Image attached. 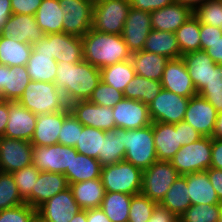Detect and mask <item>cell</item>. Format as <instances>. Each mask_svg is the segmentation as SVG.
<instances>
[{
  "label": "cell",
  "instance_id": "cell-1",
  "mask_svg": "<svg viewBox=\"0 0 222 222\" xmlns=\"http://www.w3.org/2000/svg\"><path fill=\"white\" fill-rule=\"evenodd\" d=\"M100 81V69L82 60L79 63L59 62L54 84L71 104L89 100Z\"/></svg>",
  "mask_w": 222,
  "mask_h": 222
},
{
  "label": "cell",
  "instance_id": "cell-2",
  "mask_svg": "<svg viewBox=\"0 0 222 222\" xmlns=\"http://www.w3.org/2000/svg\"><path fill=\"white\" fill-rule=\"evenodd\" d=\"M83 60L101 69L117 62L129 60V51L122 35L89 30L82 37Z\"/></svg>",
  "mask_w": 222,
  "mask_h": 222
},
{
  "label": "cell",
  "instance_id": "cell-3",
  "mask_svg": "<svg viewBox=\"0 0 222 222\" xmlns=\"http://www.w3.org/2000/svg\"><path fill=\"white\" fill-rule=\"evenodd\" d=\"M18 102L35 115L55 113L69 108L64 94L54 83L30 81Z\"/></svg>",
  "mask_w": 222,
  "mask_h": 222
},
{
  "label": "cell",
  "instance_id": "cell-4",
  "mask_svg": "<svg viewBox=\"0 0 222 222\" xmlns=\"http://www.w3.org/2000/svg\"><path fill=\"white\" fill-rule=\"evenodd\" d=\"M100 179L105 192L138 195L142 190L143 171L123 160L102 167Z\"/></svg>",
  "mask_w": 222,
  "mask_h": 222
},
{
  "label": "cell",
  "instance_id": "cell-5",
  "mask_svg": "<svg viewBox=\"0 0 222 222\" xmlns=\"http://www.w3.org/2000/svg\"><path fill=\"white\" fill-rule=\"evenodd\" d=\"M124 160L142 171L158 161L152 124L140 129H126L124 135Z\"/></svg>",
  "mask_w": 222,
  "mask_h": 222
},
{
  "label": "cell",
  "instance_id": "cell-6",
  "mask_svg": "<svg viewBox=\"0 0 222 222\" xmlns=\"http://www.w3.org/2000/svg\"><path fill=\"white\" fill-rule=\"evenodd\" d=\"M32 47L38 54L50 55L57 63H79L83 60L82 38L64 32L45 35Z\"/></svg>",
  "mask_w": 222,
  "mask_h": 222
},
{
  "label": "cell",
  "instance_id": "cell-7",
  "mask_svg": "<svg viewBox=\"0 0 222 222\" xmlns=\"http://www.w3.org/2000/svg\"><path fill=\"white\" fill-rule=\"evenodd\" d=\"M211 150L212 138L203 136L181 146L170 162L180 175L206 171L211 165Z\"/></svg>",
  "mask_w": 222,
  "mask_h": 222
},
{
  "label": "cell",
  "instance_id": "cell-8",
  "mask_svg": "<svg viewBox=\"0 0 222 222\" xmlns=\"http://www.w3.org/2000/svg\"><path fill=\"white\" fill-rule=\"evenodd\" d=\"M130 8L129 0H102L95 3L91 29L97 32L122 35Z\"/></svg>",
  "mask_w": 222,
  "mask_h": 222
},
{
  "label": "cell",
  "instance_id": "cell-9",
  "mask_svg": "<svg viewBox=\"0 0 222 222\" xmlns=\"http://www.w3.org/2000/svg\"><path fill=\"white\" fill-rule=\"evenodd\" d=\"M179 175L170 161H156L143 171L141 194L159 204Z\"/></svg>",
  "mask_w": 222,
  "mask_h": 222
},
{
  "label": "cell",
  "instance_id": "cell-10",
  "mask_svg": "<svg viewBox=\"0 0 222 222\" xmlns=\"http://www.w3.org/2000/svg\"><path fill=\"white\" fill-rule=\"evenodd\" d=\"M190 98L162 89L148 106L152 122L176 124L185 117Z\"/></svg>",
  "mask_w": 222,
  "mask_h": 222
},
{
  "label": "cell",
  "instance_id": "cell-11",
  "mask_svg": "<svg viewBox=\"0 0 222 222\" xmlns=\"http://www.w3.org/2000/svg\"><path fill=\"white\" fill-rule=\"evenodd\" d=\"M64 15L63 32L83 37L92 28L94 4L88 0H58Z\"/></svg>",
  "mask_w": 222,
  "mask_h": 222
},
{
  "label": "cell",
  "instance_id": "cell-12",
  "mask_svg": "<svg viewBox=\"0 0 222 222\" xmlns=\"http://www.w3.org/2000/svg\"><path fill=\"white\" fill-rule=\"evenodd\" d=\"M33 145L30 141L0 137V171L13 173L32 164Z\"/></svg>",
  "mask_w": 222,
  "mask_h": 222
},
{
  "label": "cell",
  "instance_id": "cell-13",
  "mask_svg": "<svg viewBox=\"0 0 222 222\" xmlns=\"http://www.w3.org/2000/svg\"><path fill=\"white\" fill-rule=\"evenodd\" d=\"M32 157V164L39 171L64 174L71 166L72 147L62 144L33 146Z\"/></svg>",
  "mask_w": 222,
  "mask_h": 222
},
{
  "label": "cell",
  "instance_id": "cell-14",
  "mask_svg": "<svg viewBox=\"0 0 222 222\" xmlns=\"http://www.w3.org/2000/svg\"><path fill=\"white\" fill-rule=\"evenodd\" d=\"M70 112L83 125L104 131L116 128L113 108L96 105L89 100L75 101L69 104Z\"/></svg>",
  "mask_w": 222,
  "mask_h": 222
},
{
  "label": "cell",
  "instance_id": "cell-15",
  "mask_svg": "<svg viewBox=\"0 0 222 222\" xmlns=\"http://www.w3.org/2000/svg\"><path fill=\"white\" fill-rule=\"evenodd\" d=\"M81 210L82 208L78 205L71 189L68 187L43 203L37 209V214L48 222H70L74 215Z\"/></svg>",
  "mask_w": 222,
  "mask_h": 222
},
{
  "label": "cell",
  "instance_id": "cell-16",
  "mask_svg": "<svg viewBox=\"0 0 222 222\" xmlns=\"http://www.w3.org/2000/svg\"><path fill=\"white\" fill-rule=\"evenodd\" d=\"M151 30L150 12L131 7L122 32V38L131 53L143 50Z\"/></svg>",
  "mask_w": 222,
  "mask_h": 222
},
{
  "label": "cell",
  "instance_id": "cell-17",
  "mask_svg": "<svg viewBox=\"0 0 222 222\" xmlns=\"http://www.w3.org/2000/svg\"><path fill=\"white\" fill-rule=\"evenodd\" d=\"M116 128L140 129L152 123L148 105L138 100L123 98L113 107Z\"/></svg>",
  "mask_w": 222,
  "mask_h": 222
},
{
  "label": "cell",
  "instance_id": "cell-18",
  "mask_svg": "<svg viewBox=\"0 0 222 222\" xmlns=\"http://www.w3.org/2000/svg\"><path fill=\"white\" fill-rule=\"evenodd\" d=\"M161 85L163 89L186 98L197 95L196 88L188 74L182 57L170 59L167 62L162 75Z\"/></svg>",
  "mask_w": 222,
  "mask_h": 222
},
{
  "label": "cell",
  "instance_id": "cell-19",
  "mask_svg": "<svg viewBox=\"0 0 222 222\" xmlns=\"http://www.w3.org/2000/svg\"><path fill=\"white\" fill-rule=\"evenodd\" d=\"M8 122L4 137L31 141L37 115L24 108L18 101H8Z\"/></svg>",
  "mask_w": 222,
  "mask_h": 222
},
{
  "label": "cell",
  "instance_id": "cell-20",
  "mask_svg": "<svg viewBox=\"0 0 222 222\" xmlns=\"http://www.w3.org/2000/svg\"><path fill=\"white\" fill-rule=\"evenodd\" d=\"M217 110L203 97L195 95L190 98L184 120L203 136L212 137Z\"/></svg>",
  "mask_w": 222,
  "mask_h": 222
},
{
  "label": "cell",
  "instance_id": "cell-21",
  "mask_svg": "<svg viewBox=\"0 0 222 222\" xmlns=\"http://www.w3.org/2000/svg\"><path fill=\"white\" fill-rule=\"evenodd\" d=\"M1 35L31 45L40 42L45 37L35 16L26 14H12L4 25Z\"/></svg>",
  "mask_w": 222,
  "mask_h": 222
},
{
  "label": "cell",
  "instance_id": "cell-22",
  "mask_svg": "<svg viewBox=\"0 0 222 222\" xmlns=\"http://www.w3.org/2000/svg\"><path fill=\"white\" fill-rule=\"evenodd\" d=\"M70 109L55 113L37 115V121L31 144L33 146H49L58 144L59 133L64 119L70 114Z\"/></svg>",
  "mask_w": 222,
  "mask_h": 222
},
{
  "label": "cell",
  "instance_id": "cell-23",
  "mask_svg": "<svg viewBox=\"0 0 222 222\" xmlns=\"http://www.w3.org/2000/svg\"><path fill=\"white\" fill-rule=\"evenodd\" d=\"M30 81L26 66L0 65V99L18 101Z\"/></svg>",
  "mask_w": 222,
  "mask_h": 222
},
{
  "label": "cell",
  "instance_id": "cell-24",
  "mask_svg": "<svg viewBox=\"0 0 222 222\" xmlns=\"http://www.w3.org/2000/svg\"><path fill=\"white\" fill-rule=\"evenodd\" d=\"M152 30L175 33L176 30L185 23L194 12L177 2L150 12Z\"/></svg>",
  "mask_w": 222,
  "mask_h": 222
},
{
  "label": "cell",
  "instance_id": "cell-25",
  "mask_svg": "<svg viewBox=\"0 0 222 222\" xmlns=\"http://www.w3.org/2000/svg\"><path fill=\"white\" fill-rule=\"evenodd\" d=\"M69 187L64 174L40 171L31 192V207L38 209L54 195Z\"/></svg>",
  "mask_w": 222,
  "mask_h": 222
},
{
  "label": "cell",
  "instance_id": "cell-26",
  "mask_svg": "<svg viewBox=\"0 0 222 222\" xmlns=\"http://www.w3.org/2000/svg\"><path fill=\"white\" fill-rule=\"evenodd\" d=\"M155 151L158 161H170L181 148L178 123L152 122Z\"/></svg>",
  "mask_w": 222,
  "mask_h": 222
},
{
  "label": "cell",
  "instance_id": "cell-27",
  "mask_svg": "<svg viewBox=\"0 0 222 222\" xmlns=\"http://www.w3.org/2000/svg\"><path fill=\"white\" fill-rule=\"evenodd\" d=\"M181 57L198 94L210 81L211 69L216 63L203 50L189 52Z\"/></svg>",
  "mask_w": 222,
  "mask_h": 222
},
{
  "label": "cell",
  "instance_id": "cell-28",
  "mask_svg": "<svg viewBox=\"0 0 222 222\" xmlns=\"http://www.w3.org/2000/svg\"><path fill=\"white\" fill-rule=\"evenodd\" d=\"M186 184L192 205L222 204L206 171L186 174Z\"/></svg>",
  "mask_w": 222,
  "mask_h": 222
},
{
  "label": "cell",
  "instance_id": "cell-29",
  "mask_svg": "<svg viewBox=\"0 0 222 222\" xmlns=\"http://www.w3.org/2000/svg\"><path fill=\"white\" fill-rule=\"evenodd\" d=\"M102 166L100 162L93 157L79 154L72 147V162L70 169H66L64 175L68 183H79L91 179L100 178Z\"/></svg>",
  "mask_w": 222,
  "mask_h": 222
},
{
  "label": "cell",
  "instance_id": "cell-30",
  "mask_svg": "<svg viewBox=\"0 0 222 222\" xmlns=\"http://www.w3.org/2000/svg\"><path fill=\"white\" fill-rule=\"evenodd\" d=\"M137 75L147 79L161 81L164 68L169 58L148 51H138L130 58Z\"/></svg>",
  "mask_w": 222,
  "mask_h": 222
},
{
  "label": "cell",
  "instance_id": "cell-31",
  "mask_svg": "<svg viewBox=\"0 0 222 222\" xmlns=\"http://www.w3.org/2000/svg\"><path fill=\"white\" fill-rule=\"evenodd\" d=\"M73 197L82 210L100 208L105 189L100 178L69 184Z\"/></svg>",
  "mask_w": 222,
  "mask_h": 222
},
{
  "label": "cell",
  "instance_id": "cell-32",
  "mask_svg": "<svg viewBox=\"0 0 222 222\" xmlns=\"http://www.w3.org/2000/svg\"><path fill=\"white\" fill-rule=\"evenodd\" d=\"M64 15L58 0H42L35 18L40 29L48 35L63 32Z\"/></svg>",
  "mask_w": 222,
  "mask_h": 222
},
{
  "label": "cell",
  "instance_id": "cell-33",
  "mask_svg": "<svg viewBox=\"0 0 222 222\" xmlns=\"http://www.w3.org/2000/svg\"><path fill=\"white\" fill-rule=\"evenodd\" d=\"M33 47L31 44L19 42L17 39L0 34V63L1 65L26 66Z\"/></svg>",
  "mask_w": 222,
  "mask_h": 222
},
{
  "label": "cell",
  "instance_id": "cell-34",
  "mask_svg": "<svg viewBox=\"0 0 222 222\" xmlns=\"http://www.w3.org/2000/svg\"><path fill=\"white\" fill-rule=\"evenodd\" d=\"M125 133L126 129L122 128H114L113 130L105 131L102 152H100L97 157L102 167L124 160L126 151L124 146Z\"/></svg>",
  "mask_w": 222,
  "mask_h": 222
},
{
  "label": "cell",
  "instance_id": "cell-35",
  "mask_svg": "<svg viewBox=\"0 0 222 222\" xmlns=\"http://www.w3.org/2000/svg\"><path fill=\"white\" fill-rule=\"evenodd\" d=\"M143 51L165 56L169 59L180 58V48L175 33L151 30L143 47Z\"/></svg>",
  "mask_w": 222,
  "mask_h": 222
},
{
  "label": "cell",
  "instance_id": "cell-36",
  "mask_svg": "<svg viewBox=\"0 0 222 222\" xmlns=\"http://www.w3.org/2000/svg\"><path fill=\"white\" fill-rule=\"evenodd\" d=\"M159 204L177 217L192 205L186 184V174L178 176Z\"/></svg>",
  "mask_w": 222,
  "mask_h": 222
},
{
  "label": "cell",
  "instance_id": "cell-37",
  "mask_svg": "<svg viewBox=\"0 0 222 222\" xmlns=\"http://www.w3.org/2000/svg\"><path fill=\"white\" fill-rule=\"evenodd\" d=\"M161 81L135 75L124 90V98L138 100L150 105L162 90Z\"/></svg>",
  "mask_w": 222,
  "mask_h": 222
},
{
  "label": "cell",
  "instance_id": "cell-38",
  "mask_svg": "<svg viewBox=\"0 0 222 222\" xmlns=\"http://www.w3.org/2000/svg\"><path fill=\"white\" fill-rule=\"evenodd\" d=\"M58 63L50 55L38 54L32 50L26 64L28 75L32 81L54 83Z\"/></svg>",
  "mask_w": 222,
  "mask_h": 222
},
{
  "label": "cell",
  "instance_id": "cell-39",
  "mask_svg": "<svg viewBox=\"0 0 222 222\" xmlns=\"http://www.w3.org/2000/svg\"><path fill=\"white\" fill-rule=\"evenodd\" d=\"M101 81L116 90L124 92L126 86L136 75L131 60L117 62L100 69Z\"/></svg>",
  "mask_w": 222,
  "mask_h": 222
},
{
  "label": "cell",
  "instance_id": "cell-40",
  "mask_svg": "<svg viewBox=\"0 0 222 222\" xmlns=\"http://www.w3.org/2000/svg\"><path fill=\"white\" fill-rule=\"evenodd\" d=\"M132 196L119 192H105L100 208L111 222H128Z\"/></svg>",
  "mask_w": 222,
  "mask_h": 222
},
{
  "label": "cell",
  "instance_id": "cell-41",
  "mask_svg": "<svg viewBox=\"0 0 222 222\" xmlns=\"http://www.w3.org/2000/svg\"><path fill=\"white\" fill-rule=\"evenodd\" d=\"M175 34L182 56L200 50V22L195 15L183 23Z\"/></svg>",
  "mask_w": 222,
  "mask_h": 222
},
{
  "label": "cell",
  "instance_id": "cell-42",
  "mask_svg": "<svg viewBox=\"0 0 222 222\" xmlns=\"http://www.w3.org/2000/svg\"><path fill=\"white\" fill-rule=\"evenodd\" d=\"M104 138V130L83 126L78 142L74 148L79 154L97 159L99 153L102 152Z\"/></svg>",
  "mask_w": 222,
  "mask_h": 222
},
{
  "label": "cell",
  "instance_id": "cell-43",
  "mask_svg": "<svg viewBox=\"0 0 222 222\" xmlns=\"http://www.w3.org/2000/svg\"><path fill=\"white\" fill-rule=\"evenodd\" d=\"M24 203L13 175L0 171V211Z\"/></svg>",
  "mask_w": 222,
  "mask_h": 222
},
{
  "label": "cell",
  "instance_id": "cell-44",
  "mask_svg": "<svg viewBox=\"0 0 222 222\" xmlns=\"http://www.w3.org/2000/svg\"><path fill=\"white\" fill-rule=\"evenodd\" d=\"M222 204L191 205L178 217L179 222H218Z\"/></svg>",
  "mask_w": 222,
  "mask_h": 222
},
{
  "label": "cell",
  "instance_id": "cell-45",
  "mask_svg": "<svg viewBox=\"0 0 222 222\" xmlns=\"http://www.w3.org/2000/svg\"><path fill=\"white\" fill-rule=\"evenodd\" d=\"M40 171L31 164L12 173L21 198L31 206V192Z\"/></svg>",
  "mask_w": 222,
  "mask_h": 222
},
{
  "label": "cell",
  "instance_id": "cell-46",
  "mask_svg": "<svg viewBox=\"0 0 222 222\" xmlns=\"http://www.w3.org/2000/svg\"><path fill=\"white\" fill-rule=\"evenodd\" d=\"M158 203L138 194L131 197L128 222H148Z\"/></svg>",
  "mask_w": 222,
  "mask_h": 222
},
{
  "label": "cell",
  "instance_id": "cell-47",
  "mask_svg": "<svg viewBox=\"0 0 222 222\" xmlns=\"http://www.w3.org/2000/svg\"><path fill=\"white\" fill-rule=\"evenodd\" d=\"M194 15L198 18L200 24L222 28V1L209 0L201 5L194 12Z\"/></svg>",
  "mask_w": 222,
  "mask_h": 222
},
{
  "label": "cell",
  "instance_id": "cell-48",
  "mask_svg": "<svg viewBox=\"0 0 222 222\" xmlns=\"http://www.w3.org/2000/svg\"><path fill=\"white\" fill-rule=\"evenodd\" d=\"M124 98V93L114 89L110 85L100 81L96 89L93 91L89 101L96 105H102L113 108L118 102Z\"/></svg>",
  "mask_w": 222,
  "mask_h": 222
},
{
  "label": "cell",
  "instance_id": "cell-49",
  "mask_svg": "<svg viewBox=\"0 0 222 222\" xmlns=\"http://www.w3.org/2000/svg\"><path fill=\"white\" fill-rule=\"evenodd\" d=\"M82 129L83 125L74 117L72 113H70L63 121L58 137V144L75 147Z\"/></svg>",
  "mask_w": 222,
  "mask_h": 222
},
{
  "label": "cell",
  "instance_id": "cell-50",
  "mask_svg": "<svg viewBox=\"0 0 222 222\" xmlns=\"http://www.w3.org/2000/svg\"><path fill=\"white\" fill-rule=\"evenodd\" d=\"M37 210L27 203L0 211V222H28Z\"/></svg>",
  "mask_w": 222,
  "mask_h": 222
},
{
  "label": "cell",
  "instance_id": "cell-51",
  "mask_svg": "<svg viewBox=\"0 0 222 222\" xmlns=\"http://www.w3.org/2000/svg\"><path fill=\"white\" fill-rule=\"evenodd\" d=\"M222 37V28L200 24V50L205 51L210 44Z\"/></svg>",
  "mask_w": 222,
  "mask_h": 222
},
{
  "label": "cell",
  "instance_id": "cell-52",
  "mask_svg": "<svg viewBox=\"0 0 222 222\" xmlns=\"http://www.w3.org/2000/svg\"><path fill=\"white\" fill-rule=\"evenodd\" d=\"M222 93V64H216L211 69L210 81L198 94H218Z\"/></svg>",
  "mask_w": 222,
  "mask_h": 222
},
{
  "label": "cell",
  "instance_id": "cell-53",
  "mask_svg": "<svg viewBox=\"0 0 222 222\" xmlns=\"http://www.w3.org/2000/svg\"><path fill=\"white\" fill-rule=\"evenodd\" d=\"M42 0H10L12 14L35 16Z\"/></svg>",
  "mask_w": 222,
  "mask_h": 222
},
{
  "label": "cell",
  "instance_id": "cell-54",
  "mask_svg": "<svg viewBox=\"0 0 222 222\" xmlns=\"http://www.w3.org/2000/svg\"><path fill=\"white\" fill-rule=\"evenodd\" d=\"M178 137L181 145H187L203 137L189 123L182 121L178 123Z\"/></svg>",
  "mask_w": 222,
  "mask_h": 222
},
{
  "label": "cell",
  "instance_id": "cell-55",
  "mask_svg": "<svg viewBox=\"0 0 222 222\" xmlns=\"http://www.w3.org/2000/svg\"><path fill=\"white\" fill-rule=\"evenodd\" d=\"M134 9L153 12L175 2V0H129Z\"/></svg>",
  "mask_w": 222,
  "mask_h": 222
},
{
  "label": "cell",
  "instance_id": "cell-56",
  "mask_svg": "<svg viewBox=\"0 0 222 222\" xmlns=\"http://www.w3.org/2000/svg\"><path fill=\"white\" fill-rule=\"evenodd\" d=\"M148 222H179V219L168 209L157 204Z\"/></svg>",
  "mask_w": 222,
  "mask_h": 222
},
{
  "label": "cell",
  "instance_id": "cell-57",
  "mask_svg": "<svg viewBox=\"0 0 222 222\" xmlns=\"http://www.w3.org/2000/svg\"><path fill=\"white\" fill-rule=\"evenodd\" d=\"M206 172L219 201L222 203V170L210 167Z\"/></svg>",
  "mask_w": 222,
  "mask_h": 222
},
{
  "label": "cell",
  "instance_id": "cell-58",
  "mask_svg": "<svg viewBox=\"0 0 222 222\" xmlns=\"http://www.w3.org/2000/svg\"><path fill=\"white\" fill-rule=\"evenodd\" d=\"M210 167L222 170V140L212 138Z\"/></svg>",
  "mask_w": 222,
  "mask_h": 222
},
{
  "label": "cell",
  "instance_id": "cell-59",
  "mask_svg": "<svg viewBox=\"0 0 222 222\" xmlns=\"http://www.w3.org/2000/svg\"><path fill=\"white\" fill-rule=\"evenodd\" d=\"M205 52L216 64H222V37L210 44Z\"/></svg>",
  "mask_w": 222,
  "mask_h": 222
},
{
  "label": "cell",
  "instance_id": "cell-60",
  "mask_svg": "<svg viewBox=\"0 0 222 222\" xmlns=\"http://www.w3.org/2000/svg\"><path fill=\"white\" fill-rule=\"evenodd\" d=\"M11 15L12 8L10 0H0V34Z\"/></svg>",
  "mask_w": 222,
  "mask_h": 222
},
{
  "label": "cell",
  "instance_id": "cell-61",
  "mask_svg": "<svg viewBox=\"0 0 222 222\" xmlns=\"http://www.w3.org/2000/svg\"><path fill=\"white\" fill-rule=\"evenodd\" d=\"M87 222H111L101 208L87 210Z\"/></svg>",
  "mask_w": 222,
  "mask_h": 222
},
{
  "label": "cell",
  "instance_id": "cell-62",
  "mask_svg": "<svg viewBox=\"0 0 222 222\" xmlns=\"http://www.w3.org/2000/svg\"><path fill=\"white\" fill-rule=\"evenodd\" d=\"M8 118V101L0 99V137L4 135Z\"/></svg>",
  "mask_w": 222,
  "mask_h": 222
},
{
  "label": "cell",
  "instance_id": "cell-63",
  "mask_svg": "<svg viewBox=\"0 0 222 222\" xmlns=\"http://www.w3.org/2000/svg\"><path fill=\"white\" fill-rule=\"evenodd\" d=\"M198 95L205 98L217 110L218 113L222 112V93Z\"/></svg>",
  "mask_w": 222,
  "mask_h": 222
},
{
  "label": "cell",
  "instance_id": "cell-64",
  "mask_svg": "<svg viewBox=\"0 0 222 222\" xmlns=\"http://www.w3.org/2000/svg\"><path fill=\"white\" fill-rule=\"evenodd\" d=\"M209 0H175V2L187 6L193 12H195L201 5Z\"/></svg>",
  "mask_w": 222,
  "mask_h": 222
},
{
  "label": "cell",
  "instance_id": "cell-65",
  "mask_svg": "<svg viewBox=\"0 0 222 222\" xmlns=\"http://www.w3.org/2000/svg\"><path fill=\"white\" fill-rule=\"evenodd\" d=\"M211 138L222 140V112L217 114L215 127Z\"/></svg>",
  "mask_w": 222,
  "mask_h": 222
},
{
  "label": "cell",
  "instance_id": "cell-66",
  "mask_svg": "<svg viewBox=\"0 0 222 222\" xmlns=\"http://www.w3.org/2000/svg\"><path fill=\"white\" fill-rule=\"evenodd\" d=\"M70 222H87V210H81L78 214H75Z\"/></svg>",
  "mask_w": 222,
  "mask_h": 222
},
{
  "label": "cell",
  "instance_id": "cell-67",
  "mask_svg": "<svg viewBox=\"0 0 222 222\" xmlns=\"http://www.w3.org/2000/svg\"><path fill=\"white\" fill-rule=\"evenodd\" d=\"M28 222H40V216L36 213Z\"/></svg>",
  "mask_w": 222,
  "mask_h": 222
},
{
  "label": "cell",
  "instance_id": "cell-68",
  "mask_svg": "<svg viewBox=\"0 0 222 222\" xmlns=\"http://www.w3.org/2000/svg\"><path fill=\"white\" fill-rule=\"evenodd\" d=\"M88 1L91 2V3H93V4H95V3L100 2V1H102V0H88Z\"/></svg>",
  "mask_w": 222,
  "mask_h": 222
},
{
  "label": "cell",
  "instance_id": "cell-69",
  "mask_svg": "<svg viewBox=\"0 0 222 222\" xmlns=\"http://www.w3.org/2000/svg\"><path fill=\"white\" fill-rule=\"evenodd\" d=\"M218 222H222V210H221V213H220V217H219Z\"/></svg>",
  "mask_w": 222,
  "mask_h": 222
},
{
  "label": "cell",
  "instance_id": "cell-70",
  "mask_svg": "<svg viewBox=\"0 0 222 222\" xmlns=\"http://www.w3.org/2000/svg\"><path fill=\"white\" fill-rule=\"evenodd\" d=\"M40 222H48L40 217Z\"/></svg>",
  "mask_w": 222,
  "mask_h": 222
}]
</instances>
